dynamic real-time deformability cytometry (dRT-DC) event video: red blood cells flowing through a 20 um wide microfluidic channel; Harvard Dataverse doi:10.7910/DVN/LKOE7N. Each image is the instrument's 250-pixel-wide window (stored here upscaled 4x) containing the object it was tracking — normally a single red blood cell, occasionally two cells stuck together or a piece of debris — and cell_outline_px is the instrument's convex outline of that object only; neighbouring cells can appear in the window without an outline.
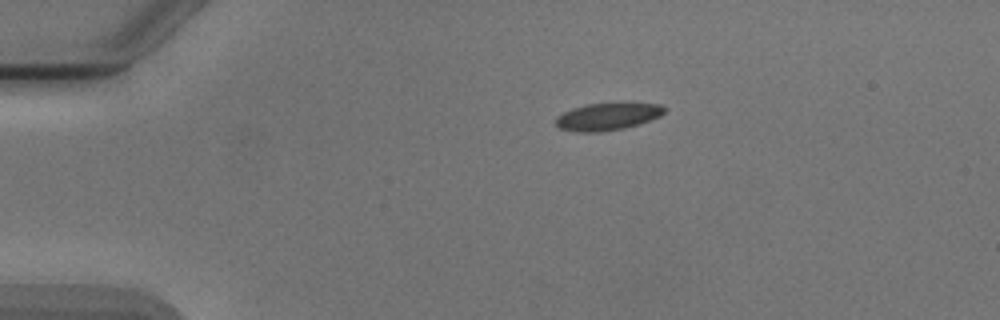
{"species": "Egyptian fruit bat (a non-hibernating species)", "species_latin": "Rousettus aegyptiacus", "temperature_condition": "cold", "stored_images_in_passage": 6, "camera_frame_rate_fps": 3000, "um_per_image_px": 0.085, "animal": {"sex": "male"}, "frame": {"image": 1, "passage_image": 1, "time_ms": 0.0, "image_size_px": [1000, 320], "cell_outline_px": [[664, 112], [660, 116], [652, 120], [640, 124], [624, 128], [600, 132], [576, 132], [560, 128], [556, 124], [556, 120], [564, 112], [588, 104], [660, 104], [664, 108]], "centroid_in_image_um": [51.67, 9.94], "position_along_channel_um": 33.3, "area_um2": 16.76}}
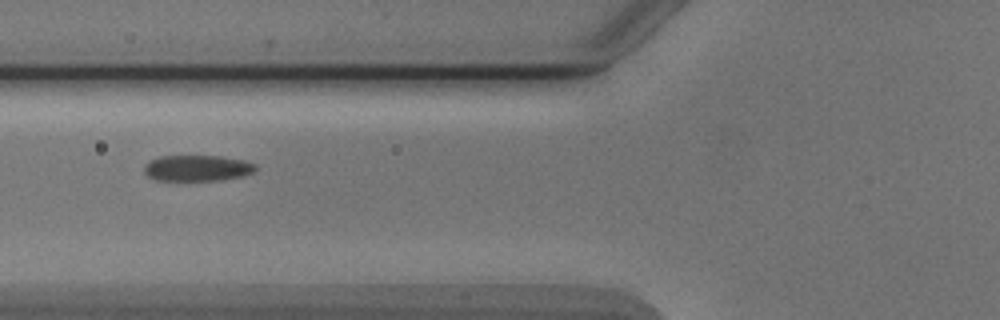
{"frame": {"image": 2, "passage_image": 4, "time_ms": 3.333, "image_size_px": [1000, 320], "cell_outline_px": [[256, 168], [252, 172], [244, 176], [224, 180], [156, 180], [148, 176], [144, 172], [144, 168], [152, 160], [160, 156], [220, 156], [244, 160], [256, 164]], "centroid_in_image_um": [16.81, 14.29], "position_along_channel_um": 109.0, "area_um2": 16.76}}
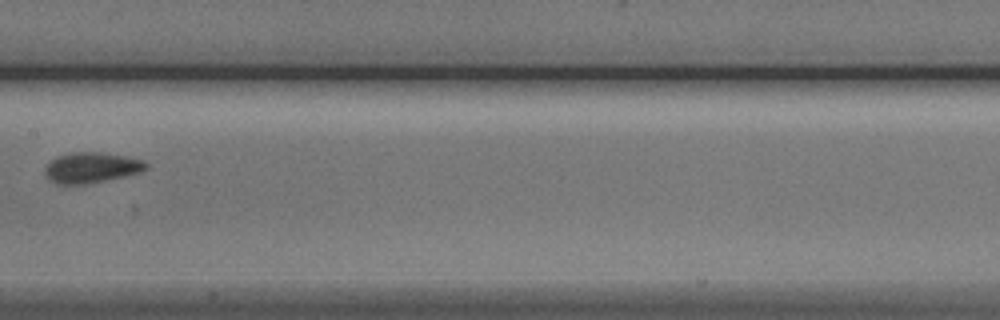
{"frame": {"image": 3, "passage_image": 6, "time_ms": 5.667, "image_size_px": [1000, 320], "cell_outline_px": [[148, 168], [140, 172], [124, 176], [84, 184], [56, 184], [48, 180], [44, 172], [44, 168], [56, 156], [72, 152], [100, 152], [128, 156], [144, 160], [148, 164]], "centroid_in_image_um": [7.76, 14.24], "position_along_channel_um": 199.6, "area_um2": 18.09}}